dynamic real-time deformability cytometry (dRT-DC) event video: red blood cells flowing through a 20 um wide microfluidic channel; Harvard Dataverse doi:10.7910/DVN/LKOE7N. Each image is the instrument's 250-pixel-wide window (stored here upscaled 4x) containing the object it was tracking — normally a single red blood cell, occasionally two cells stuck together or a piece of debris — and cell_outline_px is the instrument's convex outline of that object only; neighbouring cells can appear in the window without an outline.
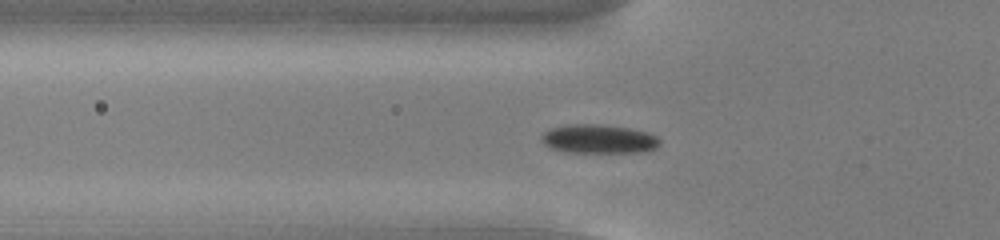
{"species": "common noctule bat (a hibernating species)", "species_latin": "Nyctalus noctula", "temperature_condition": "cold", "stored_images_in_passage": 53, "segment_of_instrument_passage": [1, 2], "camera_frame_rate_fps": 3000, "um_per_image_px": 0.085, "animal": {"sex": "male", "body_mass_g": 13.0, "forearm_length_mm": 53.1}, "frame": {"image": 1, "passage_image": 16, "time_ms": 5.0, "image_size_px": [1000, 240], "cell_outline_px": [[660, 144], [656, 148], [644, 152], [564, 152], [552, 148], [544, 144], [540, 140], [540, 136], [544, 132], [552, 128], [572, 124], [600, 124], [628, 128], [648, 132], [656, 136], [660, 140]], "centroid_in_image_um": [50.89, 11.81], "position_along_channel_um": 74.9, "area_um2": 19.94}}
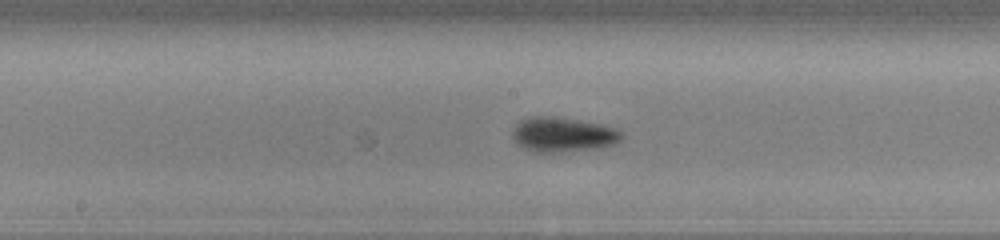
{"frame": {"image": 2, "passage_image": 26, "time_ms": 8.333, "image_size_px": [1000, 240], "cell_outline_px": [[620, 140], [612, 144], [600, 148], [560, 152], [532, 152], [516, 144], [512, 136], [512, 132], [516, 124], [520, 120], [528, 116], [552, 116], [580, 120], [600, 124], [616, 128], [620, 132]], "centroid_in_image_um": [47.78, 11.43], "position_along_channel_um": 200.4, "area_um2": 22.14}}
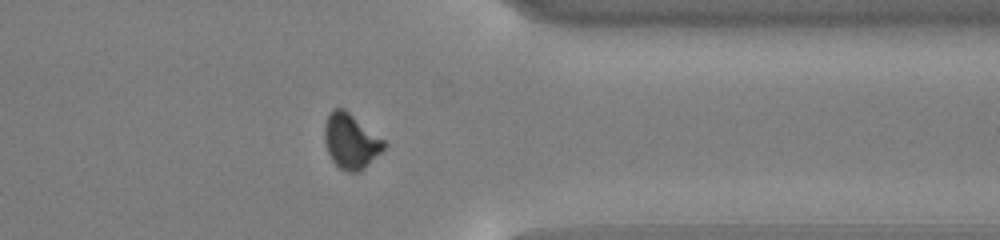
{"frame": {"image": 3, "passage_image": 41, "time_ms": 13.333, "image_size_px": [1000, 240], "cell_outline_px": [[388, 144], [360, 172], [348, 172], [340, 168], [332, 160], [328, 152], [324, 140], [324, 124], [328, 112], [332, 108], [344, 108], [384, 140]], "centroid_in_image_um": [29.79, 11.98], "position_along_channel_um": 381.6, "area_um2": 19.02}}